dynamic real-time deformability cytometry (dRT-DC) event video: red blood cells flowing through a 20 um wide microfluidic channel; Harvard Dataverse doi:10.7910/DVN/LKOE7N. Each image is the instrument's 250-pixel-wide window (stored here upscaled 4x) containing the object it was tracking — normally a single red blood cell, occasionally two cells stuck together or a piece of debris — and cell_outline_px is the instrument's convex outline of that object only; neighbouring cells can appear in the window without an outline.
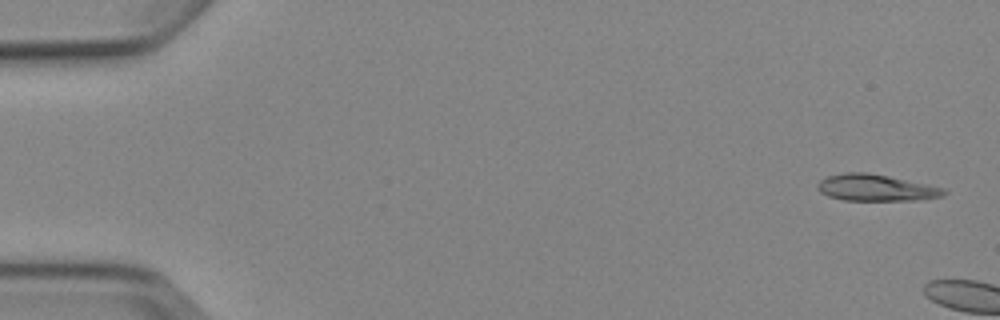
{"species": "Egyptian fruit bat (a non-hibernating species)", "species_latin": "Rousettus aegyptiacus", "temperature_condition": "cold", "stored_images_in_passage": 7, "camera_frame_rate_fps": 3000, "um_per_image_px": 0.085, "animal": {"sex": "female"}, "frame": {"image": 1, "passage_image": 1, "time_ms": 0.0, "image_size_px": [1000, 320], "cell_outline_px": [[948, 192], [944, 196], [920, 200], [844, 200], [828, 196], [820, 192], [816, 188], [816, 184], [820, 180], [828, 176], [844, 172], [868, 172], [948, 188]], "centroid_in_image_um": [74.49, 15.95], "position_along_channel_um": 10.5, "area_um2": 19.83}}
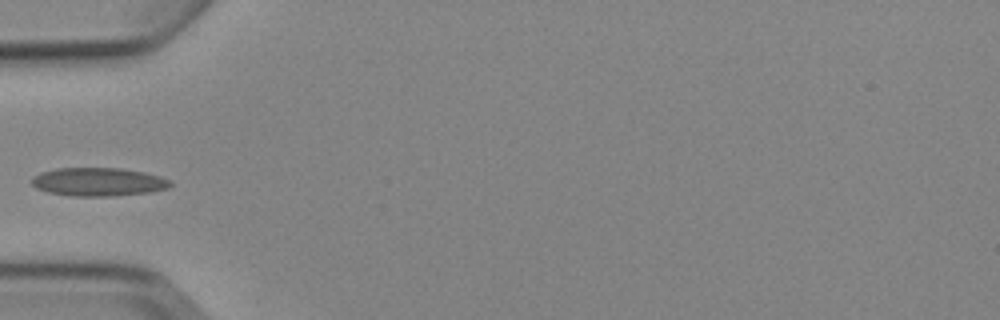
{"frame": {"image": 2, "passage_image": 6, "time_ms": 7.0, "image_size_px": [1000, 320], "cell_outline_px": [[172, 184], [168, 188], [152, 192], [112, 196], [72, 196], [48, 192], [36, 188], [32, 184], [32, 176], [40, 172], [56, 168], [120, 168], [144, 172], [160, 176], [172, 180]], "centroid_in_image_um": [8.37, 15.46], "position_along_channel_um": 76.6, "area_um2": 23.12}}
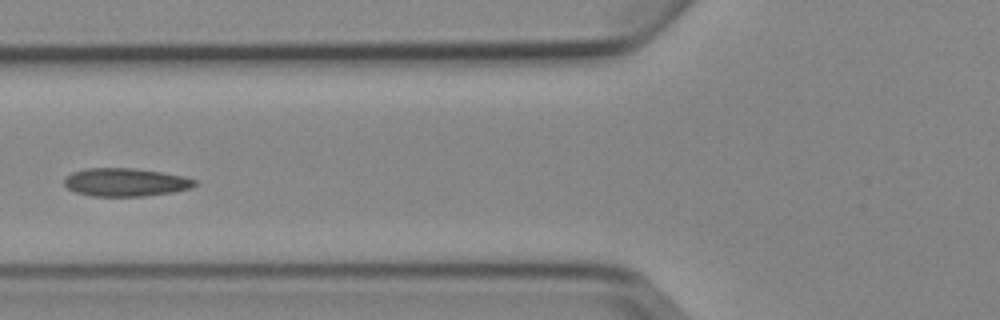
{"frame": {"image": 3, "passage_image": 7, "time_ms": 8.0, "image_size_px": [1000, 320], "cell_outline_px": [[196, 184], [192, 188], [172, 192], [144, 196], [92, 196], [76, 192], [68, 188], [64, 184], [64, 180], [72, 172], [88, 168], [132, 168], [160, 172], [184, 176], [196, 180]], "centroid_in_image_um": [10.68, 15.49], "position_along_channel_um": 115.1, "area_um2": 21.27}}